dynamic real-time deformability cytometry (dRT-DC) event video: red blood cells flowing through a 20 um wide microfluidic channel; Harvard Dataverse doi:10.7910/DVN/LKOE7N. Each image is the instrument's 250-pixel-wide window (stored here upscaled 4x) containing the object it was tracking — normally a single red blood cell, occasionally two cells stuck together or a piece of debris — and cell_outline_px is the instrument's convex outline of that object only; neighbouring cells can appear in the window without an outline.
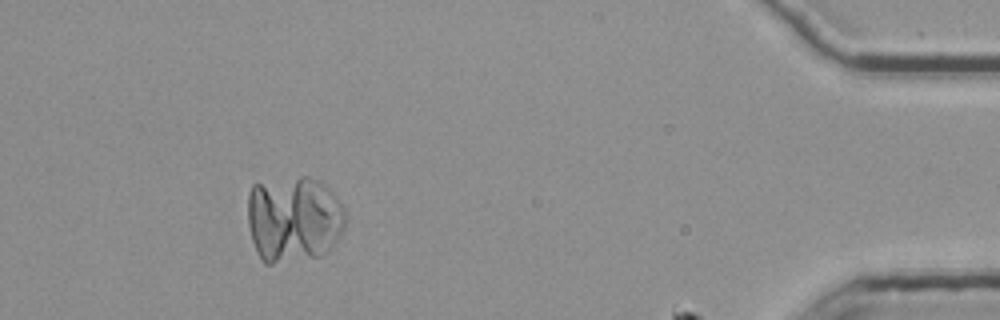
{"species": "common noctule bat (a hibernating species)", "species_latin": "Nyctalus noctula", "temperature_condition": "room temperature", "stored_images_in_passage": 53, "segment_of_instrument_passage": [3, 3], "camera_frame_rate_fps": 3000, "um_per_image_px": 0.085, "animal": {"sex": "female", "body_mass_g": 25.1}, "frame": {"image": 1, "passage_image": 49, "time_ms": 16.0, "image_size_px": [1000, 320], "cell_outline_px": [[348, 220], [340, 236], [328, 252], [324, 256], [272, 264], [264, 264], [260, 260], [252, 240], [248, 224], [248, 192], [252, 184], [300, 176], [308, 176], [316, 180], [328, 188], [336, 196], [344, 208], [348, 216]], "centroid_in_image_um": [24.98, 18.64], "position_along_channel_um": 410.2, "area_um2": 50.17}}